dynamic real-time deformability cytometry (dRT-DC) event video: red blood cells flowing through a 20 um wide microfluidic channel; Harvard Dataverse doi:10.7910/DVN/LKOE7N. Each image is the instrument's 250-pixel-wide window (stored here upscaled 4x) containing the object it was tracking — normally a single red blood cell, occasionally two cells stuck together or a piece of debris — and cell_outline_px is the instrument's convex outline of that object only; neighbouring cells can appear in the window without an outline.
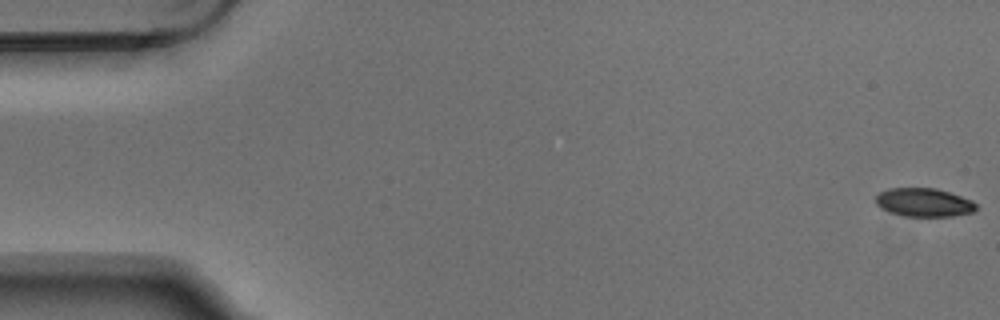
{"species": "Egyptian fruit bat (a non-hibernating species)", "species_latin": "Rousettus aegyptiacus", "temperature_condition": "warm", "stored_images_in_passage": 7, "camera_frame_rate_fps": 3000, "um_per_image_px": 0.085, "animal": {"sex": "male"}, "frame": {"image": 1, "passage_image": 1, "time_ms": 0.0, "image_size_px": [1000, 320], "cell_outline_px": [[976, 208], [972, 212], [952, 216], [904, 216], [888, 212], [880, 208], [876, 204], [876, 196], [880, 192], [888, 188], [936, 188], [972, 200], [976, 204]], "centroid_in_image_um": [78.49, 17.21], "position_along_channel_um": 6.5, "area_um2": 16.65}}
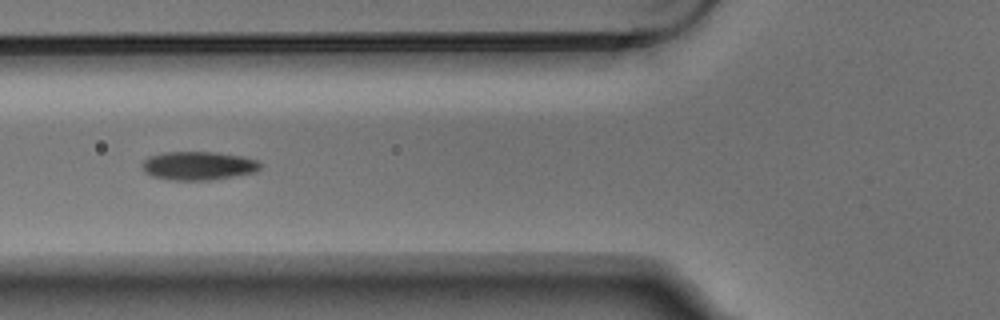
{"frame": {"image": 2, "passage_image": 6, "time_ms": 1.667, "image_size_px": [1000, 320], "cell_outline_px": [[260, 168], [256, 172], [208, 180], [168, 180], [152, 176], [144, 172], [140, 164], [148, 156], [164, 152], [216, 152], [244, 156], [256, 160], [260, 164]], "centroid_in_image_um": [16.81, 14.08], "position_along_channel_um": 109.0, "area_um2": 19.77}}
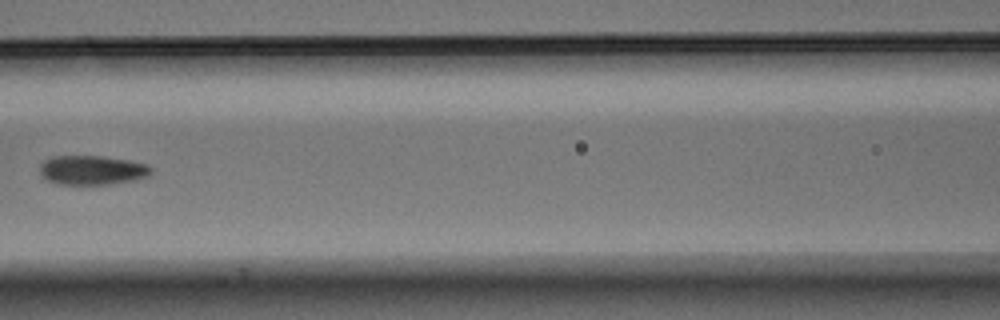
{"frame": {"image": 3, "passage_image": 7, "time_ms": 2.0, "image_size_px": [1000, 320], "cell_outline_px": [[152, 172], [148, 176], [132, 180], [108, 184], [56, 184], [40, 176], [40, 164], [44, 160], [52, 156], [100, 156], [128, 160], [148, 164], [152, 168]], "centroid_in_image_um": [7.8, 14.45], "position_along_channel_um": 158.8, "area_um2": 19.02}}